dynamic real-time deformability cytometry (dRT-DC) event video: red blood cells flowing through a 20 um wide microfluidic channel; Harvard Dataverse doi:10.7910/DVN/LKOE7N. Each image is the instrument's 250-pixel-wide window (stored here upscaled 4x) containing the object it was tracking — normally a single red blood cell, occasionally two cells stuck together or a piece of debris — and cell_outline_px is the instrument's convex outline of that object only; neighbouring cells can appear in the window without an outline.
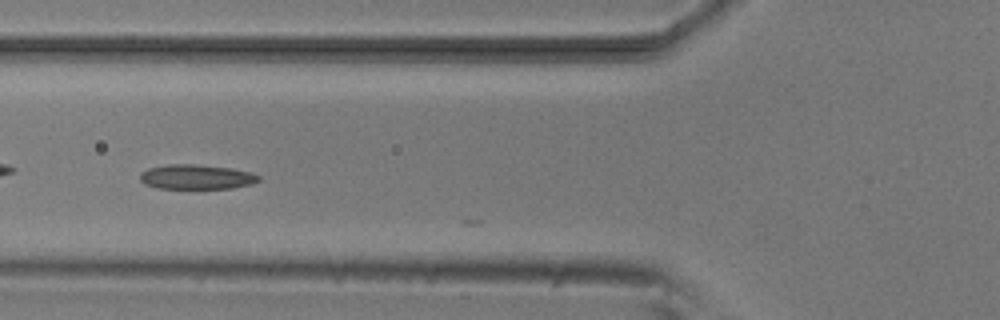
{"species": "common noctule bat (a hibernating species)", "species_latin": "Nyctalus noctula", "temperature_condition": "room temperature", "stored_images_in_passage": 24, "camera_frame_rate_fps": 3000, "um_per_image_px": 0.085, "animal": {"sex": "male", "body_mass_g": 20.5, "forearm_length_mm": 52.5}, "frame": {"image": 1, "passage_image": 20, "time_ms": 6.333, "image_size_px": [1000, 320], "cell_outline_px": [[260, 180], [252, 184], [232, 188], [156, 188], [144, 184], [140, 180], [140, 172], [148, 168], [168, 164], [196, 164], [228, 168], [252, 172], [260, 176]], "centroid_in_image_um": [16.68, 15.03], "position_along_channel_um": 109.1, "area_um2": 17.11}}
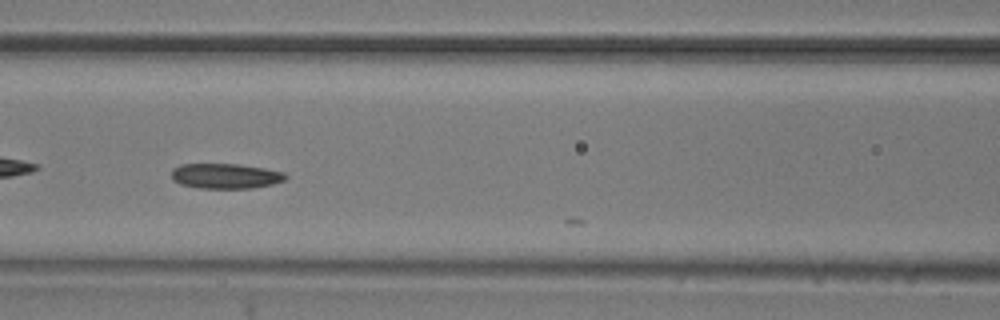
{"frame": {"image": 2, "passage_image": 23, "time_ms": 7.333, "image_size_px": [1000, 320], "cell_outline_px": [[288, 176], [284, 180], [272, 184], [252, 188], [200, 188], [180, 184], [172, 180], [172, 168], [180, 164], [240, 164], [264, 168], [284, 172]], "centroid_in_image_um": [19.15, 14.95], "position_along_channel_um": 147.4, "area_um2": 16.76}}